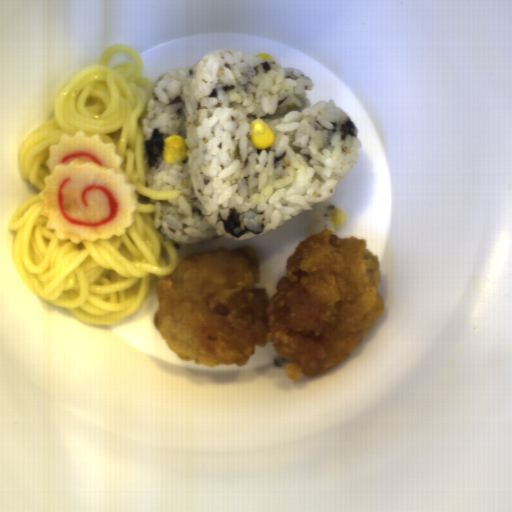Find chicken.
Returning a JSON list of instances; mask_svg holds the SVG:
<instances>
[{
    "mask_svg": "<svg viewBox=\"0 0 512 512\" xmlns=\"http://www.w3.org/2000/svg\"><path fill=\"white\" fill-rule=\"evenodd\" d=\"M260 264L244 243L190 253L158 279L153 325L180 361L242 367L271 344L296 382L342 362L384 313L382 271L365 237L303 238L271 297L256 287Z\"/></svg>",
    "mask_w": 512,
    "mask_h": 512,
    "instance_id": "obj_1",
    "label": "chicken"
}]
</instances>
